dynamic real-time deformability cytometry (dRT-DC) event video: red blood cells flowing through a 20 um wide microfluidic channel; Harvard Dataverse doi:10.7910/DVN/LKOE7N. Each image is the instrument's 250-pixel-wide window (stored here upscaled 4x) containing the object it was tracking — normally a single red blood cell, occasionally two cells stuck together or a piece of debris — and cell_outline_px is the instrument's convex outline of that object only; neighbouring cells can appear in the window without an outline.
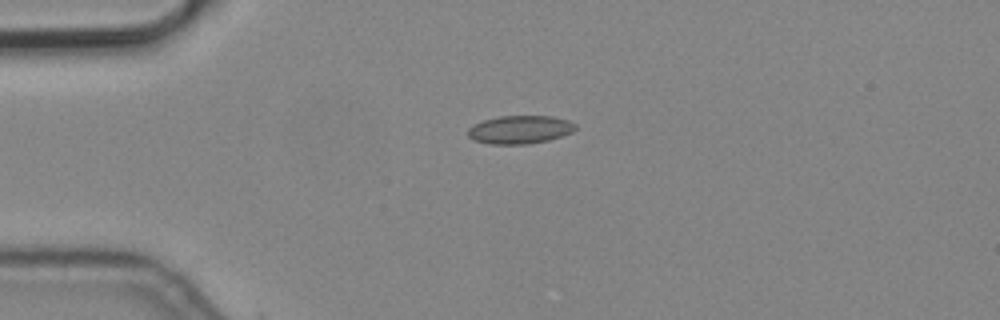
{"species": "common noctule bat (a hibernating species)", "species_latin": "Nyctalus noctula", "temperature_condition": "cold", "stored_images_in_passage": 6, "camera_frame_rate_fps": 3000, "um_per_image_px": 0.085, "animal": {"sex": "male", "body_mass_g": 19.2, "forearm_length_mm": 51.8}, "frame": {"image": 1, "passage_image": 4, "time_ms": 1.0, "image_size_px": [1000, 320], "cell_outline_px": [[576, 128], [572, 132], [548, 140], [528, 144], [488, 144], [472, 140], [468, 136], [468, 128], [472, 124], [484, 120], [500, 116], [552, 116], [568, 120], [576, 124]], "centroid_in_image_um": [44.16, 11.02], "position_along_channel_um": 40.8, "area_um2": 17.74}}
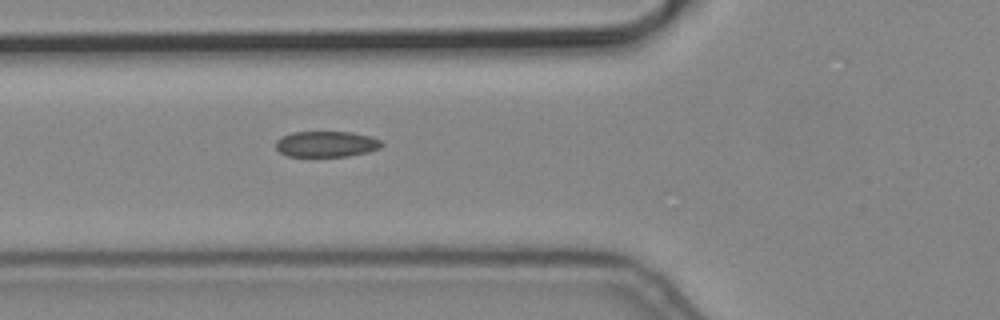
{"frame": {"image": 2, "passage_image": 6, "time_ms": 1.667, "image_size_px": [1000, 320], "cell_outline_px": [[384, 144], [380, 148], [368, 152], [348, 156], [288, 156], [280, 152], [276, 148], [276, 140], [280, 136], [292, 132], [352, 132], [372, 136], [380, 140]], "centroid_in_image_um": [27.75, 12.24], "position_along_channel_um": 98.1, "area_um2": 16.07}}